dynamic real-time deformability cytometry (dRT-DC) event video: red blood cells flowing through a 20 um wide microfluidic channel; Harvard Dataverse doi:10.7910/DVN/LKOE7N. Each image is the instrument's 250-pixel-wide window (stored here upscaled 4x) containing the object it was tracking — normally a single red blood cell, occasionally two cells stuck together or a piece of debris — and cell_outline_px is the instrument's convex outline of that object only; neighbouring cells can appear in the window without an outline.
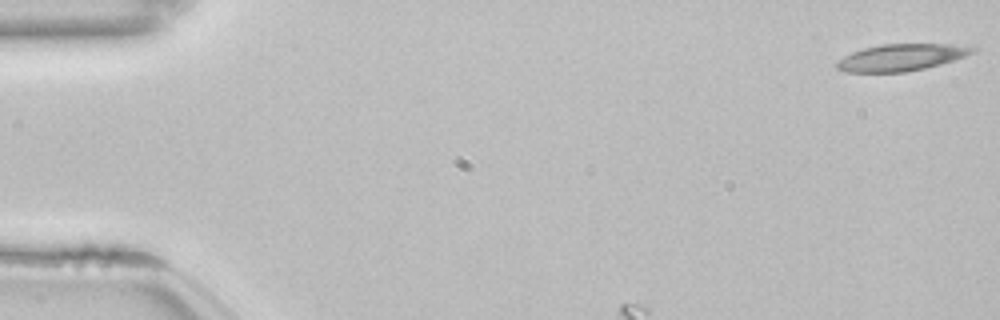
{"species": "common noctule bat (a hibernating species)", "species_latin": "Nyctalus noctula", "temperature_condition": "room temperature", "stored_images_in_passage": 8, "camera_frame_rate_fps": 3000, "um_per_image_px": 0.085, "animal": {"sex": "female", "body_mass_g": 22.7, "forearm_length_mm": 54.2}, "frame": {"image": 1, "passage_image": 1, "time_ms": 0.0, "image_size_px": [1000, 320], "cell_outline_px": [[976, 48], [972, 52], [964, 56], [940, 64], [924, 68], [904, 72], [848, 72], [836, 68], [836, 60], [852, 52], [864, 48], [880, 44], [952, 44]], "centroid_in_image_um": [76.53, 4.88], "position_along_channel_um": 8.5, "area_um2": 20.92}}